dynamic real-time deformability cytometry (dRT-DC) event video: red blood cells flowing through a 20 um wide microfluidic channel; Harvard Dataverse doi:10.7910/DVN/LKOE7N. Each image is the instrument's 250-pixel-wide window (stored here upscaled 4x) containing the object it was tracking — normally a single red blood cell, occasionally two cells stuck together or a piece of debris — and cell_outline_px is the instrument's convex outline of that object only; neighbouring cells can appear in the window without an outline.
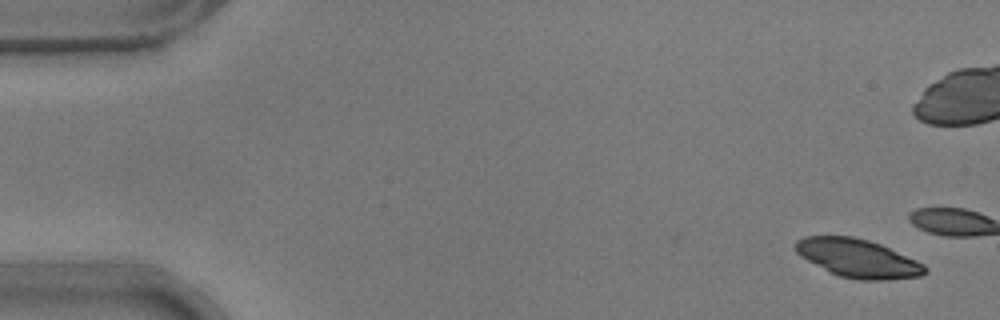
{"species": "common noctule bat (a hibernating species)", "species_latin": "Nyctalus noctula", "temperature_condition": "warm", "stored_images_in_passage": 13, "camera_frame_rate_fps": 3000, "um_per_image_px": 0.085, "animal": {"sex": "male", "body_mass_g": 17.9}, "frame": {"image": 1, "passage_image": 3, "time_ms": 0.667, "image_size_px": [1000, 320], "cell_outline_px": [[928, 268], [920, 276], [884, 280], [860, 280], [840, 276], [800, 256], [792, 248], [792, 244], [796, 240], [804, 236], [852, 236], [868, 240], [880, 244], [916, 260], [924, 264]], "centroid_in_image_um": [72.88, 21.94], "position_along_channel_um": 12.1, "area_um2": 28.73}}